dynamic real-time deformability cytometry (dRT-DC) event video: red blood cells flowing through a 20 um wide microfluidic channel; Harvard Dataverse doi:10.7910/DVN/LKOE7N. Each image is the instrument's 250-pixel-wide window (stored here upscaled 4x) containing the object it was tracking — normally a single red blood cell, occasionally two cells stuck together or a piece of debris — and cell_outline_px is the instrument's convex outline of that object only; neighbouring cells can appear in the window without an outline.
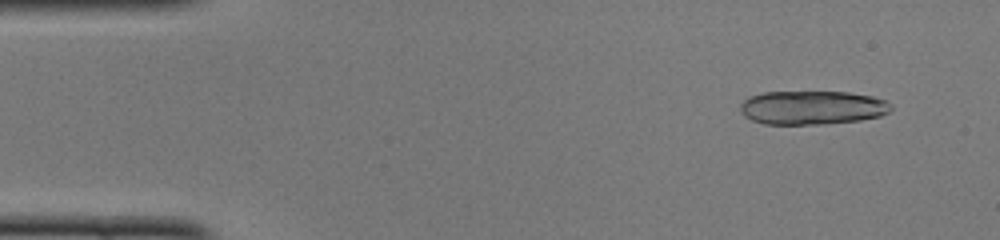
{"species": "common noctule bat (a hibernating species)", "species_latin": "Nyctalus noctula", "temperature_condition": "cold", "stored_images_in_passage": 16, "camera_frame_rate_fps": 3000, "um_per_image_px": 0.085, "animal": {"sex": "female", "body_mass_g": 22.0, "forearm_length_mm": 56.7}, "frame": {"image": 1, "passage_image": 4, "time_ms": 1.0, "image_size_px": [1000, 240], "cell_outline_px": [[892, 108], [888, 112], [880, 116], [860, 120], [824, 124], [764, 124], [752, 120], [744, 116], [740, 112], [740, 104], [748, 96], [764, 92], [848, 92], [872, 96], [884, 100], [892, 104]], "centroid_in_image_um": [69.01, 9.15], "position_along_channel_um": 16.0, "area_um2": 29.82}}